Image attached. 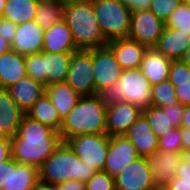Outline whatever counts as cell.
Returning a JSON list of instances; mask_svg holds the SVG:
<instances>
[{
	"label": "cell",
	"instance_id": "cell-1",
	"mask_svg": "<svg viewBox=\"0 0 190 190\" xmlns=\"http://www.w3.org/2000/svg\"><path fill=\"white\" fill-rule=\"evenodd\" d=\"M61 142L59 132L25 114L16 135L11 137V157L40 168Z\"/></svg>",
	"mask_w": 190,
	"mask_h": 190
},
{
	"label": "cell",
	"instance_id": "cell-2",
	"mask_svg": "<svg viewBox=\"0 0 190 190\" xmlns=\"http://www.w3.org/2000/svg\"><path fill=\"white\" fill-rule=\"evenodd\" d=\"M106 108L98 94L81 96L62 120L59 130L62 142L77 135L106 134Z\"/></svg>",
	"mask_w": 190,
	"mask_h": 190
},
{
	"label": "cell",
	"instance_id": "cell-3",
	"mask_svg": "<svg viewBox=\"0 0 190 190\" xmlns=\"http://www.w3.org/2000/svg\"><path fill=\"white\" fill-rule=\"evenodd\" d=\"M97 171L80 160L66 142H61L39 168V180L58 185L69 180L86 182Z\"/></svg>",
	"mask_w": 190,
	"mask_h": 190
},
{
	"label": "cell",
	"instance_id": "cell-4",
	"mask_svg": "<svg viewBox=\"0 0 190 190\" xmlns=\"http://www.w3.org/2000/svg\"><path fill=\"white\" fill-rule=\"evenodd\" d=\"M63 19L73 34L78 50L107 46L108 41L97 23L92 0L64 4Z\"/></svg>",
	"mask_w": 190,
	"mask_h": 190
},
{
	"label": "cell",
	"instance_id": "cell-5",
	"mask_svg": "<svg viewBox=\"0 0 190 190\" xmlns=\"http://www.w3.org/2000/svg\"><path fill=\"white\" fill-rule=\"evenodd\" d=\"M107 107L119 102H129L141 110L151 106V84L140 68L125 69L113 85L98 93Z\"/></svg>",
	"mask_w": 190,
	"mask_h": 190
},
{
	"label": "cell",
	"instance_id": "cell-6",
	"mask_svg": "<svg viewBox=\"0 0 190 190\" xmlns=\"http://www.w3.org/2000/svg\"><path fill=\"white\" fill-rule=\"evenodd\" d=\"M72 53L42 51L41 53L25 55L27 76L44 86L64 83L68 76Z\"/></svg>",
	"mask_w": 190,
	"mask_h": 190
},
{
	"label": "cell",
	"instance_id": "cell-7",
	"mask_svg": "<svg viewBox=\"0 0 190 190\" xmlns=\"http://www.w3.org/2000/svg\"><path fill=\"white\" fill-rule=\"evenodd\" d=\"M97 23L107 41L127 38L132 11L118 0H92Z\"/></svg>",
	"mask_w": 190,
	"mask_h": 190
},
{
	"label": "cell",
	"instance_id": "cell-8",
	"mask_svg": "<svg viewBox=\"0 0 190 190\" xmlns=\"http://www.w3.org/2000/svg\"><path fill=\"white\" fill-rule=\"evenodd\" d=\"M110 136L107 134L77 135L66 141L77 157L93 167L103 171L108 153Z\"/></svg>",
	"mask_w": 190,
	"mask_h": 190
},
{
	"label": "cell",
	"instance_id": "cell-9",
	"mask_svg": "<svg viewBox=\"0 0 190 190\" xmlns=\"http://www.w3.org/2000/svg\"><path fill=\"white\" fill-rule=\"evenodd\" d=\"M80 96L96 95L93 67V49L72 53L65 81Z\"/></svg>",
	"mask_w": 190,
	"mask_h": 190
},
{
	"label": "cell",
	"instance_id": "cell-10",
	"mask_svg": "<svg viewBox=\"0 0 190 190\" xmlns=\"http://www.w3.org/2000/svg\"><path fill=\"white\" fill-rule=\"evenodd\" d=\"M165 26V22L149 9L133 11L128 38L152 48L157 45Z\"/></svg>",
	"mask_w": 190,
	"mask_h": 190
},
{
	"label": "cell",
	"instance_id": "cell-11",
	"mask_svg": "<svg viewBox=\"0 0 190 190\" xmlns=\"http://www.w3.org/2000/svg\"><path fill=\"white\" fill-rule=\"evenodd\" d=\"M93 67L96 94L119 80L123 71L108 46L93 49Z\"/></svg>",
	"mask_w": 190,
	"mask_h": 190
},
{
	"label": "cell",
	"instance_id": "cell-12",
	"mask_svg": "<svg viewBox=\"0 0 190 190\" xmlns=\"http://www.w3.org/2000/svg\"><path fill=\"white\" fill-rule=\"evenodd\" d=\"M139 158L135 146L126 135L110 136L108 153L103 171L116 177L122 169Z\"/></svg>",
	"mask_w": 190,
	"mask_h": 190
},
{
	"label": "cell",
	"instance_id": "cell-13",
	"mask_svg": "<svg viewBox=\"0 0 190 190\" xmlns=\"http://www.w3.org/2000/svg\"><path fill=\"white\" fill-rule=\"evenodd\" d=\"M116 190H143L155 186L146 158L139 157L114 177Z\"/></svg>",
	"mask_w": 190,
	"mask_h": 190
},
{
	"label": "cell",
	"instance_id": "cell-14",
	"mask_svg": "<svg viewBox=\"0 0 190 190\" xmlns=\"http://www.w3.org/2000/svg\"><path fill=\"white\" fill-rule=\"evenodd\" d=\"M142 115V110L129 102H119L106 108V134L125 135L130 126Z\"/></svg>",
	"mask_w": 190,
	"mask_h": 190
},
{
	"label": "cell",
	"instance_id": "cell-15",
	"mask_svg": "<svg viewBox=\"0 0 190 190\" xmlns=\"http://www.w3.org/2000/svg\"><path fill=\"white\" fill-rule=\"evenodd\" d=\"M184 109L185 106L180 103L168 107L151 105L149 108L143 109L142 114L148 120L154 134L159 137L173 128H181Z\"/></svg>",
	"mask_w": 190,
	"mask_h": 190
},
{
	"label": "cell",
	"instance_id": "cell-16",
	"mask_svg": "<svg viewBox=\"0 0 190 190\" xmlns=\"http://www.w3.org/2000/svg\"><path fill=\"white\" fill-rule=\"evenodd\" d=\"M44 31L45 29L35 20L18 24L16 34L11 43V50L21 55L41 53Z\"/></svg>",
	"mask_w": 190,
	"mask_h": 190
},
{
	"label": "cell",
	"instance_id": "cell-17",
	"mask_svg": "<svg viewBox=\"0 0 190 190\" xmlns=\"http://www.w3.org/2000/svg\"><path fill=\"white\" fill-rule=\"evenodd\" d=\"M146 159L152 171L155 185L162 187L176 176L177 169L182 161V152L156 150Z\"/></svg>",
	"mask_w": 190,
	"mask_h": 190
},
{
	"label": "cell",
	"instance_id": "cell-18",
	"mask_svg": "<svg viewBox=\"0 0 190 190\" xmlns=\"http://www.w3.org/2000/svg\"><path fill=\"white\" fill-rule=\"evenodd\" d=\"M107 46L113 51L123 70L141 67L147 46L130 38H119L108 41Z\"/></svg>",
	"mask_w": 190,
	"mask_h": 190
},
{
	"label": "cell",
	"instance_id": "cell-19",
	"mask_svg": "<svg viewBox=\"0 0 190 190\" xmlns=\"http://www.w3.org/2000/svg\"><path fill=\"white\" fill-rule=\"evenodd\" d=\"M125 135L135 146L139 157L147 158L158 150L159 137L154 134L143 114L130 126Z\"/></svg>",
	"mask_w": 190,
	"mask_h": 190
},
{
	"label": "cell",
	"instance_id": "cell-20",
	"mask_svg": "<svg viewBox=\"0 0 190 190\" xmlns=\"http://www.w3.org/2000/svg\"><path fill=\"white\" fill-rule=\"evenodd\" d=\"M77 50L73 34L64 19L45 29L42 51L63 53Z\"/></svg>",
	"mask_w": 190,
	"mask_h": 190
},
{
	"label": "cell",
	"instance_id": "cell-21",
	"mask_svg": "<svg viewBox=\"0 0 190 190\" xmlns=\"http://www.w3.org/2000/svg\"><path fill=\"white\" fill-rule=\"evenodd\" d=\"M24 115L8 89L0 88V138L14 137Z\"/></svg>",
	"mask_w": 190,
	"mask_h": 190
},
{
	"label": "cell",
	"instance_id": "cell-22",
	"mask_svg": "<svg viewBox=\"0 0 190 190\" xmlns=\"http://www.w3.org/2000/svg\"><path fill=\"white\" fill-rule=\"evenodd\" d=\"M190 45V33L178 28L165 26L157 45L154 47L165 57L180 60Z\"/></svg>",
	"mask_w": 190,
	"mask_h": 190
},
{
	"label": "cell",
	"instance_id": "cell-23",
	"mask_svg": "<svg viewBox=\"0 0 190 190\" xmlns=\"http://www.w3.org/2000/svg\"><path fill=\"white\" fill-rule=\"evenodd\" d=\"M26 76L25 55L13 50L0 55V88L8 89Z\"/></svg>",
	"mask_w": 190,
	"mask_h": 190
},
{
	"label": "cell",
	"instance_id": "cell-24",
	"mask_svg": "<svg viewBox=\"0 0 190 190\" xmlns=\"http://www.w3.org/2000/svg\"><path fill=\"white\" fill-rule=\"evenodd\" d=\"M172 59L165 57L156 48H148L144 54L140 70L151 85L169 79Z\"/></svg>",
	"mask_w": 190,
	"mask_h": 190
},
{
	"label": "cell",
	"instance_id": "cell-25",
	"mask_svg": "<svg viewBox=\"0 0 190 190\" xmlns=\"http://www.w3.org/2000/svg\"><path fill=\"white\" fill-rule=\"evenodd\" d=\"M11 98L26 113L32 105L45 93V86L26 76L8 88Z\"/></svg>",
	"mask_w": 190,
	"mask_h": 190
},
{
	"label": "cell",
	"instance_id": "cell-26",
	"mask_svg": "<svg viewBox=\"0 0 190 190\" xmlns=\"http://www.w3.org/2000/svg\"><path fill=\"white\" fill-rule=\"evenodd\" d=\"M38 181L39 168L9 157L8 189L5 190H32Z\"/></svg>",
	"mask_w": 190,
	"mask_h": 190
},
{
	"label": "cell",
	"instance_id": "cell-27",
	"mask_svg": "<svg viewBox=\"0 0 190 190\" xmlns=\"http://www.w3.org/2000/svg\"><path fill=\"white\" fill-rule=\"evenodd\" d=\"M45 93L49 96L60 118L63 120L77 104L81 96L66 82L45 86Z\"/></svg>",
	"mask_w": 190,
	"mask_h": 190
},
{
	"label": "cell",
	"instance_id": "cell-28",
	"mask_svg": "<svg viewBox=\"0 0 190 190\" xmlns=\"http://www.w3.org/2000/svg\"><path fill=\"white\" fill-rule=\"evenodd\" d=\"M25 114L33 120L50 126L56 132L61 129L62 119L46 93H43Z\"/></svg>",
	"mask_w": 190,
	"mask_h": 190
},
{
	"label": "cell",
	"instance_id": "cell-29",
	"mask_svg": "<svg viewBox=\"0 0 190 190\" xmlns=\"http://www.w3.org/2000/svg\"><path fill=\"white\" fill-rule=\"evenodd\" d=\"M37 4L35 0H6L2 17L16 25L35 20Z\"/></svg>",
	"mask_w": 190,
	"mask_h": 190
},
{
	"label": "cell",
	"instance_id": "cell-30",
	"mask_svg": "<svg viewBox=\"0 0 190 190\" xmlns=\"http://www.w3.org/2000/svg\"><path fill=\"white\" fill-rule=\"evenodd\" d=\"M64 4L59 0H44L38 2L35 13V21L43 28L47 29L51 25L63 19Z\"/></svg>",
	"mask_w": 190,
	"mask_h": 190
},
{
	"label": "cell",
	"instance_id": "cell-31",
	"mask_svg": "<svg viewBox=\"0 0 190 190\" xmlns=\"http://www.w3.org/2000/svg\"><path fill=\"white\" fill-rule=\"evenodd\" d=\"M178 103L175 87L169 79L151 85V105L156 107H168Z\"/></svg>",
	"mask_w": 190,
	"mask_h": 190
},
{
	"label": "cell",
	"instance_id": "cell-32",
	"mask_svg": "<svg viewBox=\"0 0 190 190\" xmlns=\"http://www.w3.org/2000/svg\"><path fill=\"white\" fill-rule=\"evenodd\" d=\"M166 26L190 33V6L180 4L166 21Z\"/></svg>",
	"mask_w": 190,
	"mask_h": 190
},
{
	"label": "cell",
	"instance_id": "cell-33",
	"mask_svg": "<svg viewBox=\"0 0 190 190\" xmlns=\"http://www.w3.org/2000/svg\"><path fill=\"white\" fill-rule=\"evenodd\" d=\"M158 150L162 152H182L181 128H173L159 136Z\"/></svg>",
	"mask_w": 190,
	"mask_h": 190
},
{
	"label": "cell",
	"instance_id": "cell-34",
	"mask_svg": "<svg viewBox=\"0 0 190 190\" xmlns=\"http://www.w3.org/2000/svg\"><path fill=\"white\" fill-rule=\"evenodd\" d=\"M181 0H152L149 10L166 23L171 13L181 4Z\"/></svg>",
	"mask_w": 190,
	"mask_h": 190
},
{
	"label": "cell",
	"instance_id": "cell-35",
	"mask_svg": "<svg viewBox=\"0 0 190 190\" xmlns=\"http://www.w3.org/2000/svg\"><path fill=\"white\" fill-rule=\"evenodd\" d=\"M86 190H116L114 178L107 172L97 171L85 182Z\"/></svg>",
	"mask_w": 190,
	"mask_h": 190
},
{
	"label": "cell",
	"instance_id": "cell-36",
	"mask_svg": "<svg viewBox=\"0 0 190 190\" xmlns=\"http://www.w3.org/2000/svg\"><path fill=\"white\" fill-rule=\"evenodd\" d=\"M169 81L174 87L176 83L190 82V67L180 60H172L169 67Z\"/></svg>",
	"mask_w": 190,
	"mask_h": 190
},
{
	"label": "cell",
	"instance_id": "cell-37",
	"mask_svg": "<svg viewBox=\"0 0 190 190\" xmlns=\"http://www.w3.org/2000/svg\"><path fill=\"white\" fill-rule=\"evenodd\" d=\"M167 184L190 185V163L181 161L176 176L170 179Z\"/></svg>",
	"mask_w": 190,
	"mask_h": 190
},
{
	"label": "cell",
	"instance_id": "cell-38",
	"mask_svg": "<svg viewBox=\"0 0 190 190\" xmlns=\"http://www.w3.org/2000/svg\"><path fill=\"white\" fill-rule=\"evenodd\" d=\"M16 28V24L8 19L0 17V35L10 44L12 43L16 34Z\"/></svg>",
	"mask_w": 190,
	"mask_h": 190
},
{
	"label": "cell",
	"instance_id": "cell-39",
	"mask_svg": "<svg viewBox=\"0 0 190 190\" xmlns=\"http://www.w3.org/2000/svg\"><path fill=\"white\" fill-rule=\"evenodd\" d=\"M175 92L181 105H190V82L176 83Z\"/></svg>",
	"mask_w": 190,
	"mask_h": 190
},
{
	"label": "cell",
	"instance_id": "cell-40",
	"mask_svg": "<svg viewBox=\"0 0 190 190\" xmlns=\"http://www.w3.org/2000/svg\"><path fill=\"white\" fill-rule=\"evenodd\" d=\"M123 5H126L133 11L149 9L152 0H118Z\"/></svg>",
	"mask_w": 190,
	"mask_h": 190
},
{
	"label": "cell",
	"instance_id": "cell-41",
	"mask_svg": "<svg viewBox=\"0 0 190 190\" xmlns=\"http://www.w3.org/2000/svg\"><path fill=\"white\" fill-rule=\"evenodd\" d=\"M57 190H86L85 182L80 180H67L56 185Z\"/></svg>",
	"mask_w": 190,
	"mask_h": 190
},
{
	"label": "cell",
	"instance_id": "cell-42",
	"mask_svg": "<svg viewBox=\"0 0 190 190\" xmlns=\"http://www.w3.org/2000/svg\"><path fill=\"white\" fill-rule=\"evenodd\" d=\"M11 157V137L0 138V162Z\"/></svg>",
	"mask_w": 190,
	"mask_h": 190
},
{
	"label": "cell",
	"instance_id": "cell-43",
	"mask_svg": "<svg viewBox=\"0 0 190 190\" xmlns=\"http://www.w3.org/2000/svg\"><path fill=\"white\" fill-rule=\"evenodd\" d=\"M9 178V158L0 162V190L8 189Z\"/></svg>",
	"mask_w": 190,
	"mask_h": 190
},
{
	"label": "cell",
	"instance_id": "cell-44",
	"mask_svg": "<svg viewBox=\"0 0 190 190\" xmlns=\"http://www.w3.org/2000/svg\"><path fill=\"white\" fill-rule=\"evenodd\" d=\"M181 141L183 150L190 149V129L181 128Z\"/></svg>",
	"mask_w": 190,
	"mask_h": 190
},
{
	"label": "cell",
	"instance_id": "cell-45",
	"mask_svg": "<svg viewBox=\"0 0 190 190\" xmlns=\"http://www.w3.org/2000/svg\"><path fill=\"white\" fill-rule=\"evenodd\" d=\"M181 128L190 129V105L185 106L182 116Z\"/></svg>",
	"mask_w": 190,
	"mask_h": 190
},
{
	"label": "cell",
	"instance_id": "cell-46",
	"mask_svg": "<svg viewBox=\"0 0 190 190\" xmlns=\"http://www.w3.org/2000/svg\"><path fill=\"white\" fill-rule=\"evenodd\" d=\"M32 190H57L56 185L38 181Z\"/></svg>",
	"mask_w": 190,
	"mask_h": 190
},
{
	"label": "cell",
	"instance_id": "cell-47",
	"mask_svg": "<svg viewBox=\"0 0 190 190\" xmlns=\"http://www.w3.org/2000/svg\"><path fill=\"white\" fill-rule=\"evenodd\" d=\"M11 50V44L0 35V55Z\"/></svg>",
	"mask_w": 190,
	"mask_h": 190
},
{
	"label": "cell",
	"instance_id": "cell-48",
	"mask_svg": "<svg viewBox=\"0 0 190 190\" xmlns=\"http://www.w3.org/2000/svg\"><path fill=\"white\" fill-rule=\"evenodd\" d=\"M165 187L169 190H190V185L186 184H166Z\"/></svg>",
	"mask_w": 190,
	"mask_h": 190
},
{
	"label": "cell",
	"instance_id": "cell-49",
	"mask_svg": "<svg viewBox=\"0 0 190 190\" xmlns=\"http://www.w3.org/2000/svg\"><path fill=\"white\" fill-rule=\"evenodd\" d=\"M180 61L190 67V45L183 56L180 58Z\"/></svg>",
	"mask_w": 190,
	"mask_h": 190
},
{
	"label": "cell",
	"instance_id": "cell-50",
	"mask_svg": "<svg viewBox=\"0 0 190 190\" xmlns=\"http://www.w3.org/2000/svg\"><path fill=\"white\" fill-rule=\"evenodd\" d=\"M182 161L190 163V149L182 150Z\"/></svg>",
	"mask_w": 190,
	"mask_h": 190
},
{
	"label": "cell",
	"instance_id": "cell-51",
	"mask_svg": "<svg viewBox=\"0 0 190 190\" xmlns=\"http://www.w3.org/2000/svg\"><path fill=\"white\" fill-rule=\"evenodd\" d=\"M63 4L73 3V2H85L90 0H59Z\"/></svg>",
	"mask_w": 190,
	"mask_h": 190
},
{
	"label": "cell",
	"instance_id": "cell-52",
	"mask_svg": "<svg viewBox=\"0 0 190 190\" xmlns=\"http://www.w3.org/2000/svg\"><path fill=\"white\" fill-rule=\"evenodd\" d=\"M5 5H6V0H0V17H2L3 15Z\"/></svg>",
	"mask_w": 190,
	"mask_h": 190
},
{
	"label": "cell",
	"instance_id": "cell-53",
	"mask_svg": "<svg viewBox=\"0 0 190 190\" xmlns=\"http://www.w3.org/2000/svg\"><path fill=\"white\" fill-rule=\"evenodd\" d=\"M143 190H159V186H153L151 188L143 189Z\"/></svg>",
	"mask_w": 190,
	"mask_h": 190
},
{
	"label": "cell",
	"instance_id": "cell-54",
	"mask_svg": "<svg viewBox=\"0 0 190 190\" xmlns=\"http://www.w3.org/2000/svg\"><path fill=\"white\" fill-rule=\"evenodd\" d=\"M182 4L190 6V0H181Z\"/></svg>",
	"mask_w": 190,
	"mask_h": 190
},
{
	"label": "cell",
	"instance_id": "cell-55",
	"mask_svg": "<svg viewBox=\"0 0 190 190\" xmlns=\"http://www.w3.org/2000/svg\"><path fill=\"white\" fill-rule=\"evenodd\" d=\"M159 190H169L165 186L159 187Z\"/></svg>",
	"mask_w": 190,
	"mask_h": 190
}]
</instances>
